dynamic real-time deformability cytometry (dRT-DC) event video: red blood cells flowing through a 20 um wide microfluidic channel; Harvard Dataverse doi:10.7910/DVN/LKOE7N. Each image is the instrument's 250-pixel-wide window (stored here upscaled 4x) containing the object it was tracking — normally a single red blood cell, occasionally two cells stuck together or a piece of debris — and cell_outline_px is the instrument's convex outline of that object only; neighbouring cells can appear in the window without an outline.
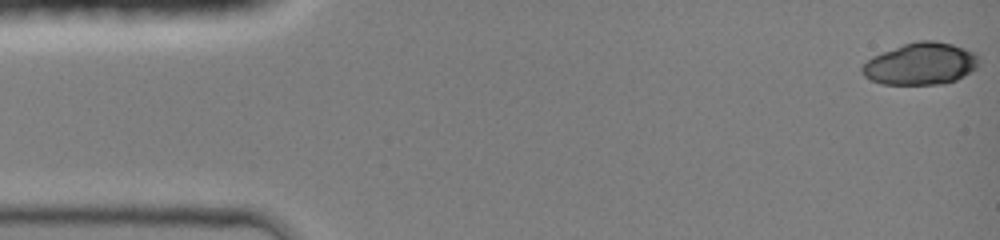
{"species": "common noctule bat (a hibernating species)", "species_latin": "Nyctalus noctula", "temperature_condition": "room temperature", "stored_images_in_passage": 7, "camera_frame_rate_fps": 3000, "um_per_image_px": 0.085, "animal": {"sex": "female", "body_mass_g": 19.0, "forearm_length_mm": 51.5}, "frame": {"image": 1, "passage_image": 1, "time_ms": 0.0, "image_size_px": [1000, 240], "cell_outline_px": [[980, 60], [976, 68], [964, 76], [956, 80], [944, 84], [880, 84], [864, 76], [860, 72], [860, 68], [872, 56], [904, 44], [920, 40], [936, 40], [952, 44], [976, 52], [980, 56]], "centroid_in_image_um": [78.28, 5.42], "position_along_channel_um": 6.7, "area_um2": 28.78}}